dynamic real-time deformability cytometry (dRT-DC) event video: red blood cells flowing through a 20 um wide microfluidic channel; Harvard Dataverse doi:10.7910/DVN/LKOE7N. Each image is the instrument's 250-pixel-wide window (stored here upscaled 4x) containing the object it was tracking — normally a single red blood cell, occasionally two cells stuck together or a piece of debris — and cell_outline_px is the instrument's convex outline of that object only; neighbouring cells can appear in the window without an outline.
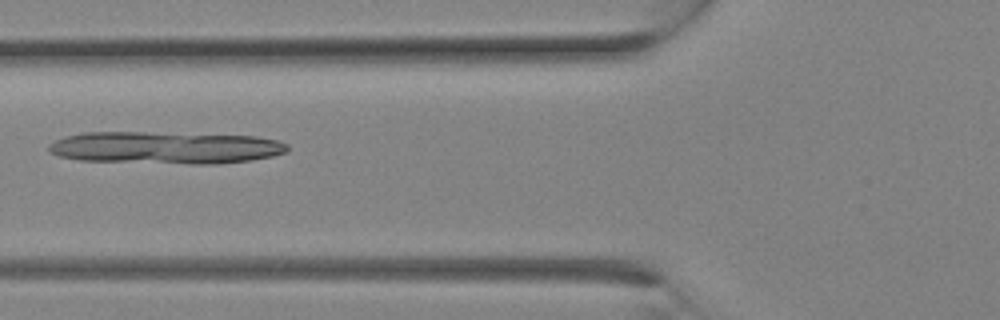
{"species": "Egyptian fruit bat (a non-hibernating species)", "species_latin": "Rousettus aegyptiacus", "temperature_condition": "room temperature", "stored_images_in_passage": 11, "camera_frame_rate_fps": 3000, "um_per_image_px": 0.085, "animal": {"sex": "female"}, "frame": {"image": 1, "passage_image": 10, "time_ms": 3.0, "image_size_px": [1000, 320], "cell_outline_px": [[288, 152], [272, 156], [252, 160], [220, 164], [192, 164], [80, 160], [60, 156], [48, 152], [48, 144], [64, 136], [84, 132], [144, 132], [256, 136], [276, 140], [288, 144]], "centroid_in_image_um": [14.07, 12.55], "position_along_channel_um": 111.7, "area_um2": 45.08}}